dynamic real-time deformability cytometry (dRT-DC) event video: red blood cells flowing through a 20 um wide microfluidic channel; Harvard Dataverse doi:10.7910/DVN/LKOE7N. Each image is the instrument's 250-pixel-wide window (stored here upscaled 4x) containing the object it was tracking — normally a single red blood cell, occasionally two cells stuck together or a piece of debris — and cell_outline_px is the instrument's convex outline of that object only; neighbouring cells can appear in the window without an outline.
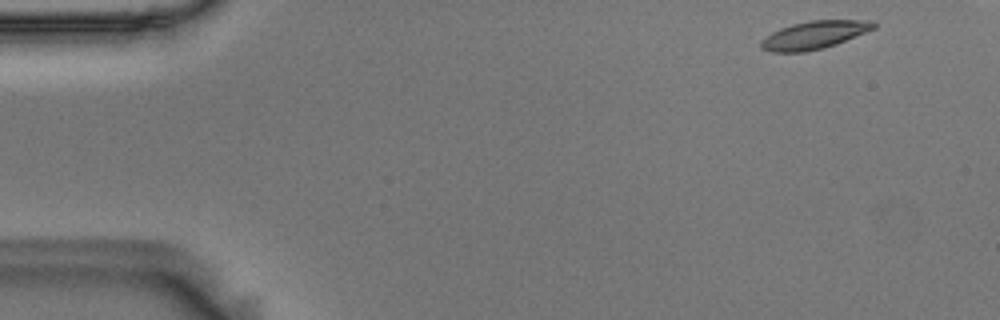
{"species": "Egyptian fruit bat (a non-hibernating species)", "species_latin": "Rousettus aegyptiacus", "temperature_condition": "room temperature", "stored_images_in_passage": 48, "camera_frame_rate_fps": 3000, "um_per_image_px": 0.085, "animal": {"sex": "male"}, "frame": {"image": 1, "passage_image": 1, "time_ms": 0.0, "image_size_px": [1000, 320], "cell_outline_px": [[876, 28], [836, 44], [824, 48], [804, 52], [772, 52], [760, 48], [760, 40], [772, 32], [780, 28], [792, 24], [812, 20], [876, 20]], "centroid_in_image_um": [69.22, 2.97], "position_along_channel_um": 15.8, "area_um2": 18.44}}
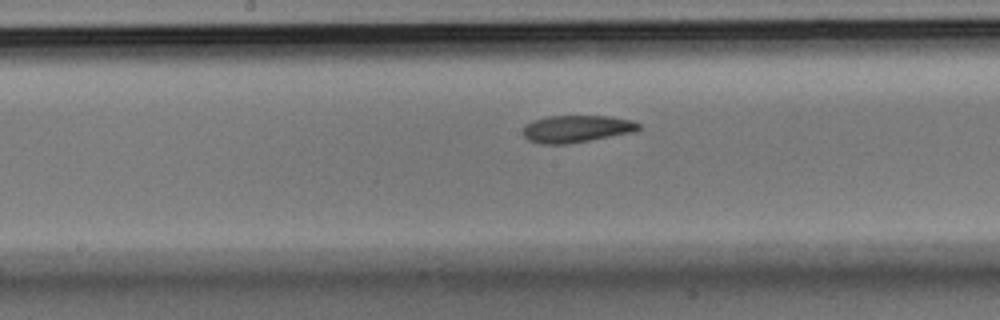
{"frame": {"image": 2, "passage_image": 25, "time_ms": 8.0, "image_size_px": [1000, 320], "cell_outline_px": [[640, 128], [636, 132], [568, 144], [540, 144], [528, 140], [524, 136], [524, 128], [532, 120], [548, 116], [608, 116], [632, 120], [640, 124]], "centroid_in_image_um": [49.03, 10.95], "position_along_channel_um": 199.2, "area_um2": 18.38}}
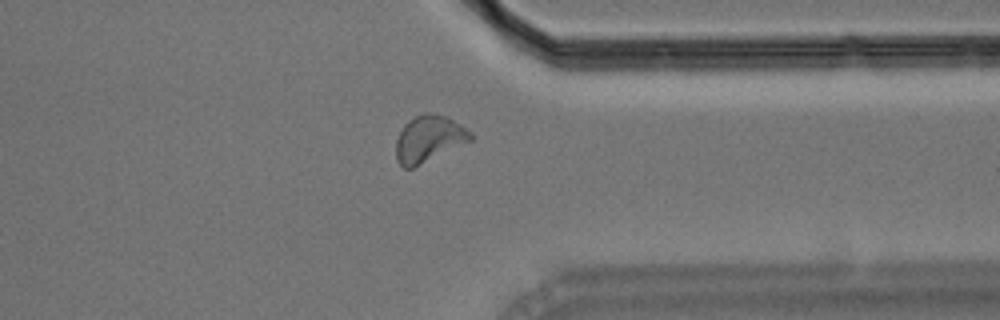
{"frame": {"image": 3, "passage_image": 40, "time_ms": 13.0, "image_size_px": [1000, 320], "cell_outline_px": [[472, 140], [412, 168], [404, 168], [396, 160], [396, 140], [404, 124], [408, 120], [424, 112], [428, 112], [448, 116], [472, 132]], "centroid_in_image_um": [36.45, 11.78], "position_along_channel_um": 375.0, "area_um2": 20.17}}